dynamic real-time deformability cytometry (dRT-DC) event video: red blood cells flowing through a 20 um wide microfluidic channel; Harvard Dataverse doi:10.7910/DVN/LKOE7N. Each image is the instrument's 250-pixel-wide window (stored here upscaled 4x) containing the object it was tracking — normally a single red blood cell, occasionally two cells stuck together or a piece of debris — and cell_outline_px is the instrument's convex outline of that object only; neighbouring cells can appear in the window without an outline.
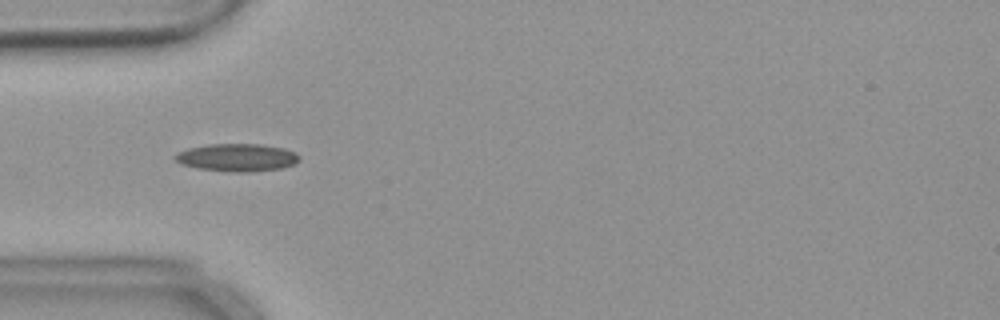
{"species": "common noctule bat (a hibernating species)", "species_latin": "Nyctalus noctula", "temperature_condition": "warm", "stored_images_in_passage": 55, "camera_frame_rate_fps": 3000, "um_per_image_px": 0.085, "animal": {"sex": "female", "body_mass_g": 18.4}, "frame": {"image": 1, "passage_image": 17, "time_ms": 5.333, "image_size_px": [1000, 320], "cell_outline_px": [[300, 160], [284, 168], [252, 172], [232, 172], [196, 168], [180, 164], [172, 156], [176, 152], [188, 148], [208, 144], [260, 144], [284, 148], [296, 152], [300, 156]], "centroid_in_image_um": [20.14, 13.39], "position_along_channel_um": 64.9, "area_um2": 20.35}}
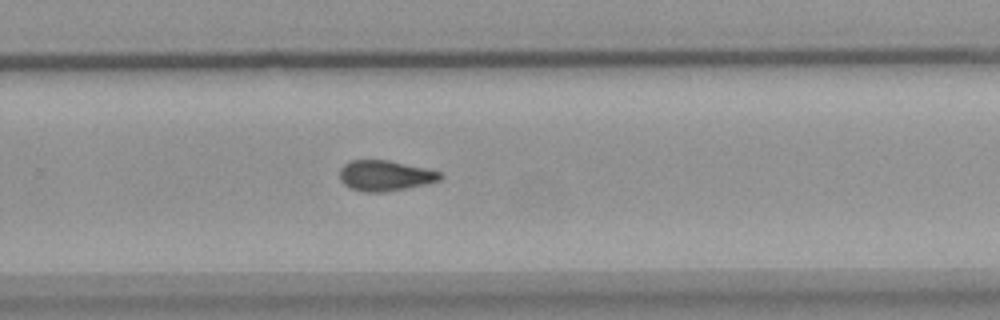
{"frame": {"image": 2, "passage_image": 36, "time_ms": 11.667, "image_size_px": [1000, 320], "cell_outline_px": [[444, 176], [440, 180], [428, 184], [408, 188], [380, 192], [364, 192], [352, 188], [344, 184], [340, 180], [340, 168], [344, 164], [352, 160], [388, 160], [424, 168], [440, 172]], "centroid_in_image_um": [32.74, 14.93], "position_along_channel_um": 297.1, "area_um2": 17.8}}
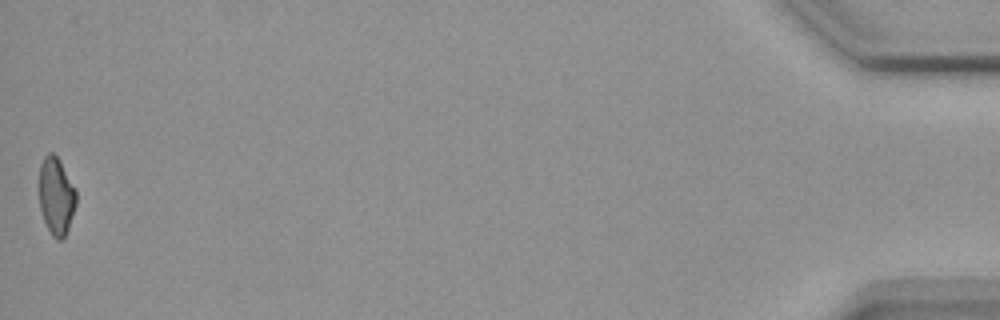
{"frame": {"image": 3, "passage_image": 55, "time_ms": 18.0, "image_size_px": [1000, 320], "cell_outline_px": [[76, 204], [68, 228], [64, 236], [60, 240], [56, 240], [52, 236], [44, 220], [40, 208], [40, 164], [44, 156], [48, 152], [52, 152], [60, 160], [76, 192]], "centroid_in_image_um": [4.77, 16.66], "position_along_channel_um": 430.4, "area_um2": 16.42}, "authors_computed_cell_mechanics": {"area_um2": 17.6868, "velocity_mm_per_s": 3.6801, "shape_relaxation_time_tau1_ms": null, "shape_relaxation_time_tau2_ms": 4.6435, "deformation_change_tau1": null, "deformation_change_tau2": 0.1329}}